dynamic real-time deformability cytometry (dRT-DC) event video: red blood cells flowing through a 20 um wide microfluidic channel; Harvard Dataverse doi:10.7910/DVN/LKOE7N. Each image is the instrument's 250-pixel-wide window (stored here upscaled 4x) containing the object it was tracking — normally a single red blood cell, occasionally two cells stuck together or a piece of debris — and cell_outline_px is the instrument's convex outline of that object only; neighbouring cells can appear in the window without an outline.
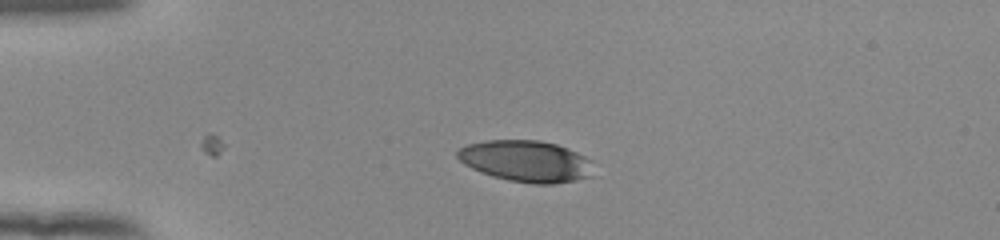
{"species": "human", "species_latin": "Homo sapiens", "temperature_condition": "room temperature", "stored_images_in_passage": 38, "camera_frame_rate_fps": 3000, "um_per_image_px": 0.085, "donor": {"sex": "female"}, "frame": {"image": 1, "passage_image": 1, "time_ms": 0.0, "image_size_px": [1000, 240], "cell_outline_px": [[600, 176], [552, 184], [532, 184], [508, 180], [492, 176], [480, 172], [464, 164], [456, 156], [456, 152], [460, 148], [468, 144], [488, 140], [540, 140], [556, 144], [568, 148], [592, 160]], "centroid_in_image_um": [44.82, 13.72], "position_along_channel_um": 40.2, "area_um2": 33.52}}
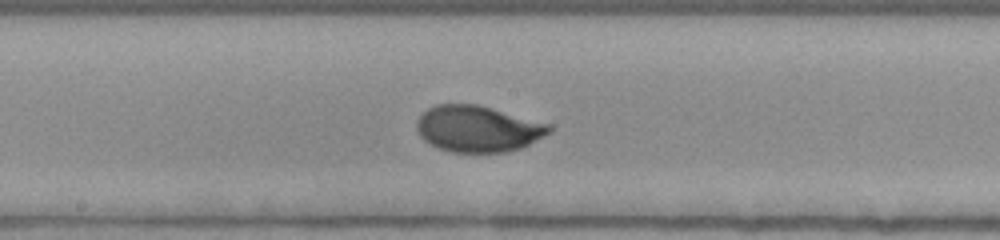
{"frame": {"image": 2, "passage_image": 17, "time_ms": 5.333, "image_size_px": [1000, 240], "cell_outline_px": [[552, 132], [520, 148], [508, 152], [452, 152], [440, 148], [424, 140], [420, 136], [416, 128], [416, 120], [428, 108], [436, 104], [476, 104], [552, 124]], "centroid_in_image_um": [40.63, 10.94], "position_along_channel_um": 207.6, "area_um2": 35.66}}
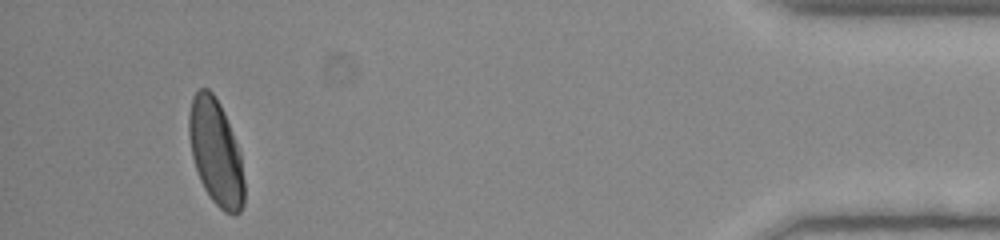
{"frame": {"image": 3, "passage_image": 38, "time_ms": 12.333, "image_size_px": [1000, 240], "cell_outline_px": [[244, 204], [240, 212], [232, 216], [224, 212], [212, 200], [204, 188], [200, 180], [192, 156], [188, 136], [188, 116], [192, 96], [200, 88], [208, 88], [212, 92], [220, 104], [224, 112], [240, 152], [244, 180]], "centroid_in_image_um": [18.34, 12.96], "position_along_channel_um": 416.9, "area_um2": 34.16}, "authors_computed_cell_mechanics": {"area_um2": 34.8245, "velocity_mm_per_s": 3.8686, "shape_relaxation_time_tau1_ms": 4.1108, "shape_relaxation_time_tau2_ms": null, "deformation_change_tau1": 0.1724, "deformation_change_tau2": null}}